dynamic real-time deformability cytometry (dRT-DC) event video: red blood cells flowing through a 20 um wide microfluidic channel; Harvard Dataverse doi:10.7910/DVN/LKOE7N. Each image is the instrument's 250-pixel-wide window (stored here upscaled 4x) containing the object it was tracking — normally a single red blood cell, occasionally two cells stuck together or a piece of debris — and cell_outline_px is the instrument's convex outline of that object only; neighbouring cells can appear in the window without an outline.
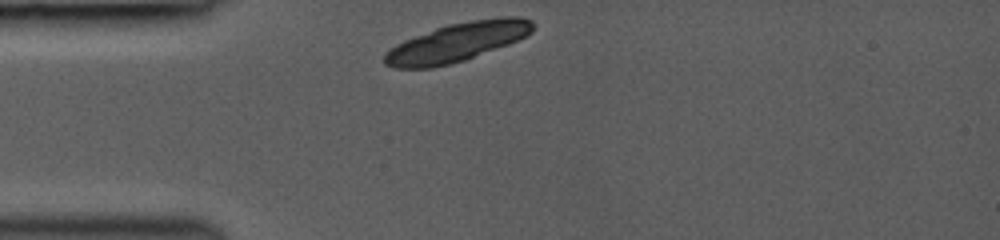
{"species": "common noctule bat (a hibernating species)", "species_latin": "Nyctalus noctula", "temperature_condition": "room temperature", "stored_images_in_passage": 12, "camera_frame_rate_fps": 3000, "um_per_image_px": 0.085, "animal": {"sex": "female", "body_mass_g": 19.0, "forearm_length_mm": 53.3}, "frame": {"image": 1, "passage_image": 1, "time_ms": 0.0, "image_size_px": [1000, 240], "cell_outline_px": [[536, 24], [532, 32], [508, 44], [464, 60], [432, 68], [396, 68], [384, 64], [384, 52], [396, 44], [404, 40], [436, 28], [448, 24], [472, 20], [500, 16], [520, 16], [532, 20]], "centroid_in_image_um": [38.87, 3.57], "position_along_channel_um": 46.1, "area_um2": 33.47}}